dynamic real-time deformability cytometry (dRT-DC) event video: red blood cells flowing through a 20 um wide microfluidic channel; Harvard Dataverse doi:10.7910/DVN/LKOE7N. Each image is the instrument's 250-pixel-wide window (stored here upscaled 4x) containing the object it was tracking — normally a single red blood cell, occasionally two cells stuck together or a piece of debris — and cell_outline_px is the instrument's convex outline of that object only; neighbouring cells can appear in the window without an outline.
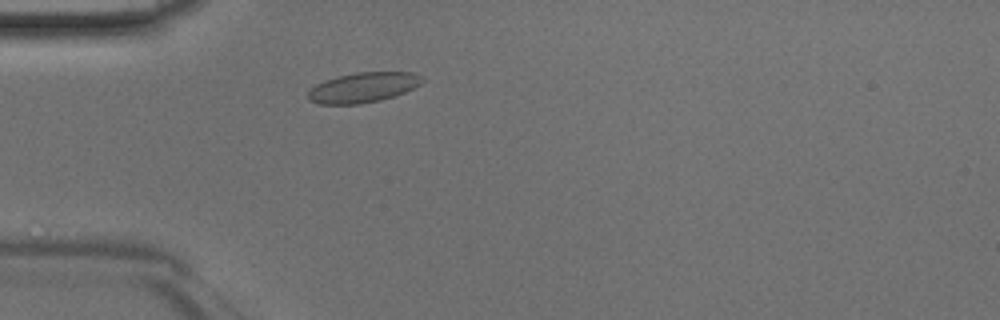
{"species": "Egyptian fruit bat (a non-hibernating species)", "species_latin": "Rousettus aegyptiacus", "temperature_condition": "room temperature", "stored_images_in_passage": 24, "camera_frame_rate_fps": 3000, "um_per_image_px": 0.085, "animal": {"sex": "male"}, "frame": {"image": 1, "passage_image": 7, "time_ms": 2.0, "image_size_px": [1000, 320], "cell_outline_px": [[424, 80], [420, 84], [404, 92], [380, 100], [360, 104], [320, 104], [308, 100], [308, 92], [316, 84], [324, 80], [356, 72], [412, 72], [420, 76]], "centroid_in_image_um": [30.84, 7.43], "position_along_channel_um": 54.2, "area_um2": 19.77}}
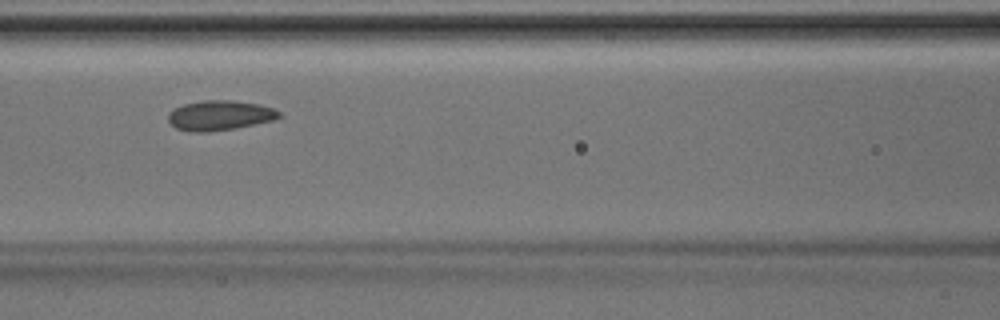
{"frame": {"image": 2, "passage_image": 14, "time_ms": 4.333, "image_size_px": [1000, 320], "cell_outline_px": [[280, 116], [272, 120], [236, 128], [208, 132], [192, 132], [176, 128], [168, 120], [168, 112], [184, 104], [204, 100], [232, 100], [256, 104], [272, 108], [280, 112]], "centroid_in_image_um": [18.64, 9.81], "position_along_channel_um": 148.0, "area_um2": 19.07}}
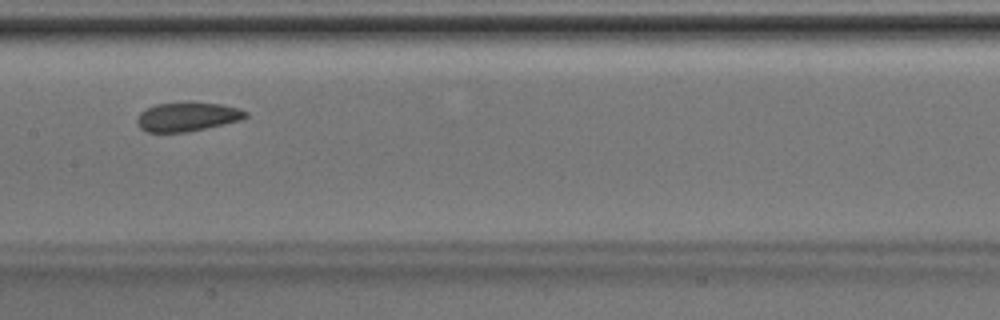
{"frame": {"image": 3, "passage_image": 17, "time_ms": 5.333, "image_size_px": [1000, 320], "cell_outline_px": [[248, 116], [240, 120], [188, 132], [144, 132], [136, 124], [136, 120], [140, 112], [156, 104], [184, 100], [192, 100], [220, 104], [240, 108], [248, 112]], "centroid_in_image_um": [15.9, 9.89], "position_along_channel_um": 191.5, "area_um2": 18.96}}